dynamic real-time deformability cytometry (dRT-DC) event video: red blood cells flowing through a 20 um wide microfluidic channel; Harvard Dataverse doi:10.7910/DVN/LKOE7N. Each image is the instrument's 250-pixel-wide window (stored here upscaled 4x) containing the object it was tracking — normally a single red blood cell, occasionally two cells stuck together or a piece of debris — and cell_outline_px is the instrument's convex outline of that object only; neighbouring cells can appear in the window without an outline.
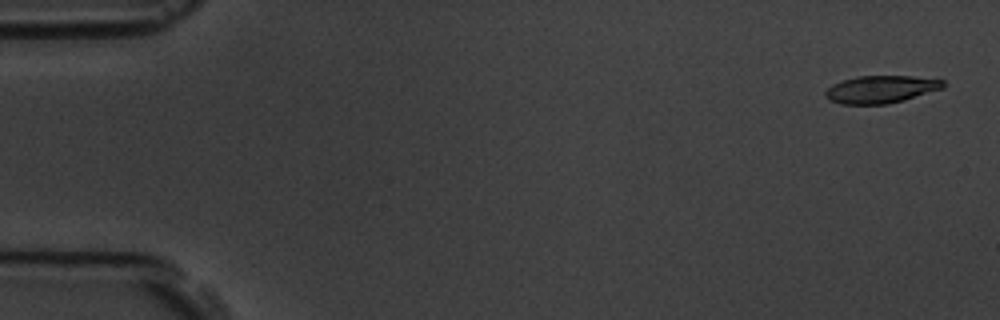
{"species": "common noctule bat (a hibernating species)", "species_latin": "Nyctalus noctula", "temperature_condition": "room temperature", "stored_images_in_passage": 5, "camera_frame_rate_fps": 3000, "um_per_image_px": 0.085, "animal": {"sex": "male", "body_mass_g": 19.5, "forearm_length_mm": 54.6}, "frame": {"image": 1, "passage_image": 1, "time_ms": 0.0, "image_size_px": [1000, 320], "cell_outline_px": [[948, 84], [944, 88], [904, 100], [888, 104], [840, 104], [828, 100], [824, 96], [824, 92], [832, 84], [856, 76], [912, 76], [944, 80]], "centroid_in_image_um": [74.88, 7.59], "position_along_channel_um": 10.1, "area_um2": 19.07}}
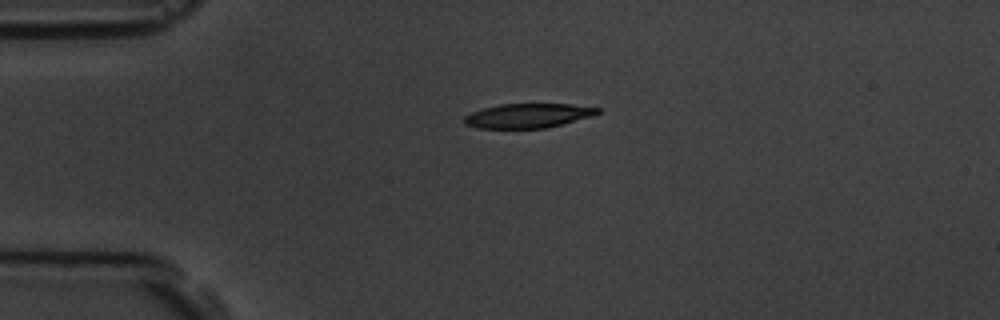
{"frame": {"image": 2, "passage_image": 4, "time_ms": 3.667, "image_size_px": [1000, 320], "cell_outline_px": [[600, 112], [592, 116], [548, 128], [476, 128], [464, 124], [464, 116], [472, 112], [484, 108], [500, 104], [572, 104], [600, 108]], "centroid_in_image_um": [44.88, 9.83], "position_along_channel_um": 40.1, "area_um2": 18.96}}